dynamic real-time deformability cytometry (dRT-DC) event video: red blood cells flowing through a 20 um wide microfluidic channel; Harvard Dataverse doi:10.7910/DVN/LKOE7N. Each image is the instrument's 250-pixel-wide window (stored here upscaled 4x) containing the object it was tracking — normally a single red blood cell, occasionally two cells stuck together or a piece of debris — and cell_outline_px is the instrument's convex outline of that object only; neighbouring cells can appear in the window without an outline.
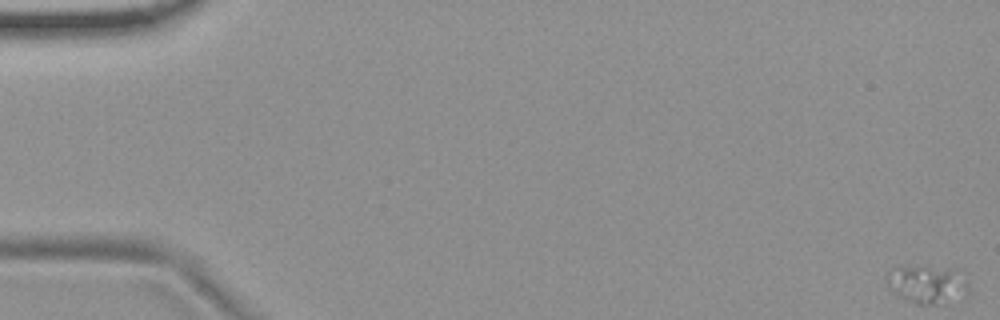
{"species": "common noctule bat (a hibernating species)", "species_latin": "Nyctalus noctula", "temperature_condition": "room temperature", "stored_images_in_passage": 58, "segment_of_instrument_passage": [1, 2], "camera_frame_rate_fps": 3000, "um_per_image_px": 0.085, "animal": {"sex": "female", "body_mass_g": 19.9}, "frame": {"image": 1, "passage_image": 1, "time_ms": 0.0, "image_size_px": [1000, 320], "cell_outline_px": [[968, 292], [944, 304], [916, 304], [904, 300], [884, 280], [884, 276], [892, 268], [960, 268], [964, 272], [968, 284]], "centroid_in_image_um": [78.86, 24.17], "position_along_channel_um": 6.1, "area_um2": 18.03}}
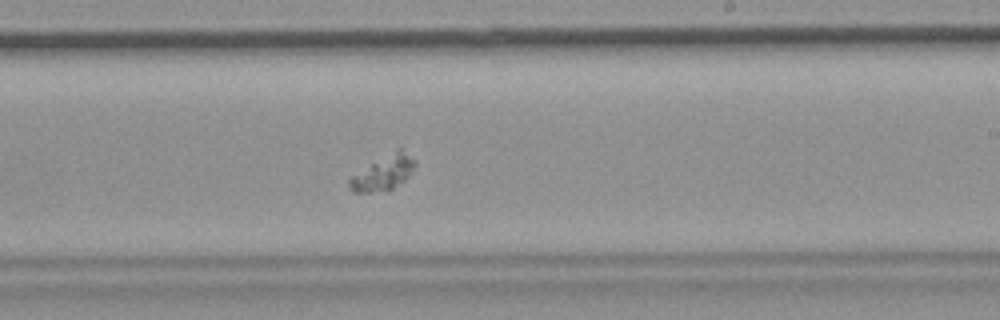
{"frame": {"image": 2, "passage_image": 35, "time_ms": 11.333, "image_size_px": [1000, 320], "cell_outline_px": [[416, 164], [408, 176], [404, 180], [392, 188], [372, 192], [356, 192], [348, 184], [348, 180], [352, 176], [396, 148], [400, 148], [416, 160]], "centroid_in_image_um": [32.62, 14.67], "position_along_channel_um": 256.4, "area_um2": 12.72}}
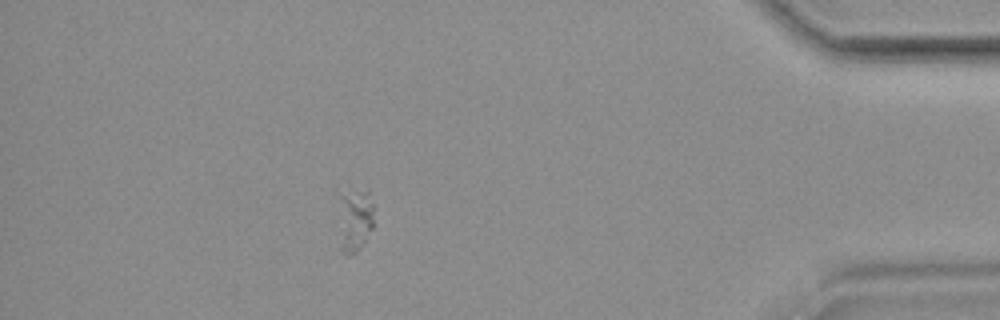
{"frame": {"image": 3, "passage_image": 51, "time_ms": 16.667, "image_size_px": [1000, 320], "cell_outline_px": [[372, 228], [356, 252], [348, 256], [340, 252], [336, 188], [368, 188], [372, 204]], "centroid_in_image_um": [30.05, 18.53], "position_along_channel_um": 405.2, "area_um2": 14.33}}